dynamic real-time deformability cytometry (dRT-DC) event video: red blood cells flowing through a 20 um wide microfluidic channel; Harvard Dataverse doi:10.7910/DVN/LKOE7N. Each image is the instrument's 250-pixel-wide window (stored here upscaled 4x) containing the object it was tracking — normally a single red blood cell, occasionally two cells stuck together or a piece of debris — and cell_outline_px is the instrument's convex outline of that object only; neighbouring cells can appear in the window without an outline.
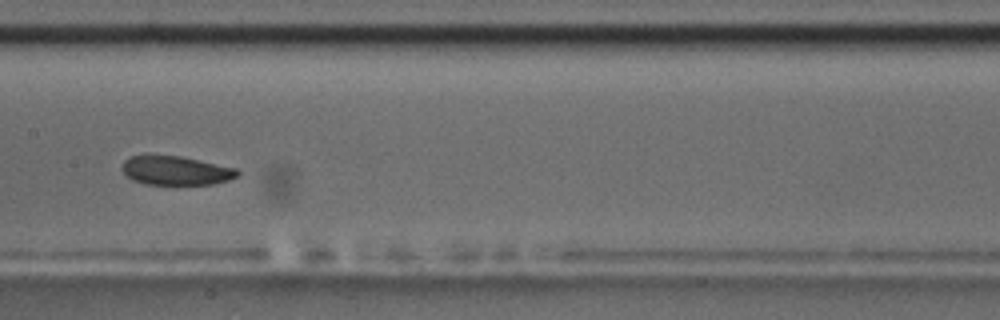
{"species": "common noctule bat (a hibernating species)", "species_latin": "Nyctalus noctula", "temperature_condition": "room temperature", "stored_images_in_passage": 14, "camera_frame_rate_fps": 3000, "um_per_image_px": 0.085, "animal": {"sex": "male", "body_mass_g": 17.5, "forearm_length_mm": 52.3}, "frame": {"image": 1, "passage_image": 7, "time_ms": 7.667, "image_size_px": [1000, 320], "cell_outline_px": [[240, 176], [228, 180], [212, 184], [144, 184], [132, 180], [120, 168], [124, 160], [132, 156], [144, 152], [148, 152], [180, 156], [236, 168], [240, 172]], "centroid_in_image_um": [14.88, 14.45], "position_along_channel_um": 192.5, "area_um2": 20.06}}
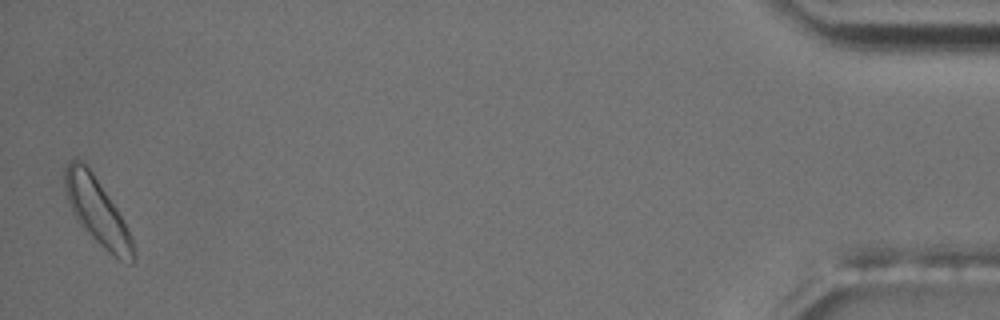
{"frame": {"image": 2, "passage_image": 14, "time_ms": 16.667, "image_size_px": [1000, 320], "cell_outline_px": [[136, 256], [132, 264], [128, 264], [112, 256], [76, 220], [72, 212], [64, 188], [64, 168], [68, 160], [84, 160], [116, 208], [128, 228], [132, 236], [136, 248]], "centroid_in_image_um": [8.28, 17.99], "position_along_channel_um": 426.9, "area_um2": 26.53}, "authors_computed_cell_mechanics": {"area_um2": 20.6635, "velocity_mm_per_s": 3.587, "shape_relaxation_time_tau1_ms": 2.8804, "shape_relaxation_time_tau2_ms": null, "deformation_change_tau1": 0.0798, "deformation_change_tau2": null}}